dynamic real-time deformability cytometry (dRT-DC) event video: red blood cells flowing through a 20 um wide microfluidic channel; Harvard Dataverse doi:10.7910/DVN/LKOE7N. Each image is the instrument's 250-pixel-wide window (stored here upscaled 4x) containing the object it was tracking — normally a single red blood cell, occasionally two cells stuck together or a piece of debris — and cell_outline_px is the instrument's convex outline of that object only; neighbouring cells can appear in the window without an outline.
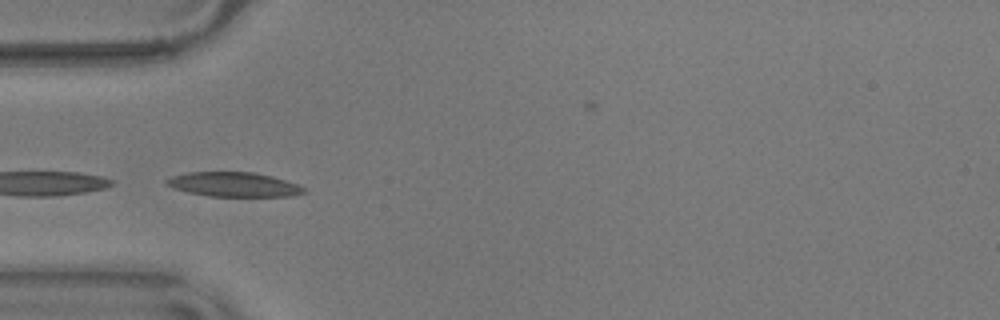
{"species": "common noctule bat (a hibernating species)", "species_latin": "Nyctalus noctula", "temperature_condition": "warm", "stored_images_in_passage": 23, "camera_frame_rate_fps": 3000, "um_per_image_px": 0.085, "animal": {"sex": "male", "body_mass_g": 17.9}, "frame": {"image": 1, "passage_image": 17, "time_ms": 5.333, "image_size_px": [1000, 320], "cell_outline_px": [[308, 192], [292, 196], [208, 196], [188, 192], [164, 184], [164, 180], [172, 176], [188, 172], [252, 172], [272, 176], [296, 184], [304, 188]], "centroid_in_image_um": [19.86, 15.68], "position_along_channel_um": 65.1, "area_um2": 19.48}}